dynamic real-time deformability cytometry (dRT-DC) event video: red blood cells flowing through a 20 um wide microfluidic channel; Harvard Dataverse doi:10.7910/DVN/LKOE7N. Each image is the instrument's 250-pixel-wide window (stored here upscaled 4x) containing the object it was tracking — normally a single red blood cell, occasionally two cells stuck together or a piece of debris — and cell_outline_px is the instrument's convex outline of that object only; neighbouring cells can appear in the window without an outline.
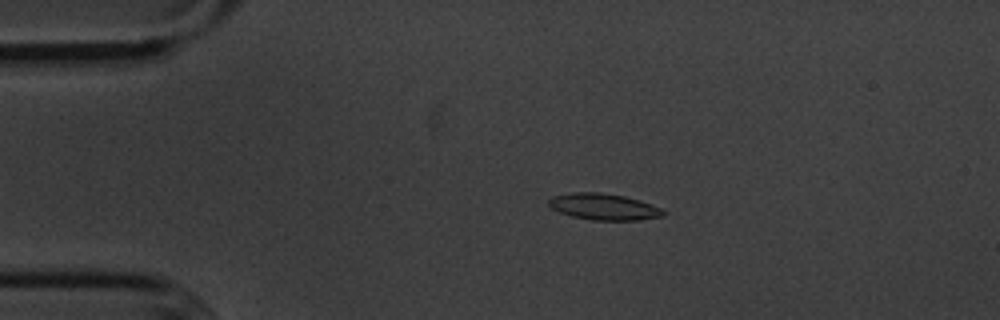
{"species": "common noctule bat (a hibernating species)", "species_latin": "Nyctalus noctula", "temperature_condition": "cold", "stored_images_in_passage": 47, "camera_frame_rate_fps": 3000, "um_per_image_px": 0.085, "animal": {"sex": "male", "body_mass_g": 20.1, "forearm_length_mm": 53.5}, "frame": {"image": 1, "passage_image": 3, "time_ms": 0.667, "image_size_px": [1000, 320], "cell_outline_px": [[668, 212], [664, 216], [640, 220], [592, 220], [572, 216], [560, 212], [552, 208], [548, 204], [548, 200], [552, 196], [572, 192], [600, 192], [624, 196], [640, 200], [652, 204]], "centroid_in_image_um": [51.35, 17.57], "position_along_channel_um": 33.6, "area_um2": 17.74}}
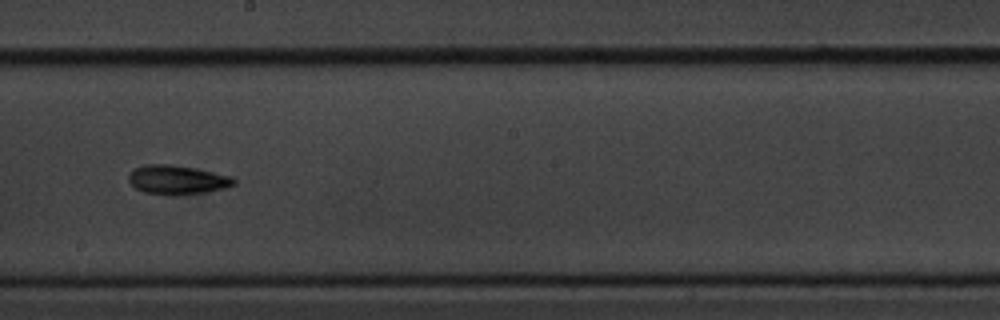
{"frame": {"image": 2, "passage_image": 23, "time_ms": 7.333, "image_size_px": [1000, 320], "cell_outline_px": [[236, 184], [228, 188], [208, 192], [172, 196], [144, 192], [136, 188], [128, 180], [128, 176], [136, 168], [144, 164], [168, 164], [192, 168], [232, 176], [236, 180]], "centroid_in_image_um": [15.1, 15.3], "position_along_channel_um": 233.1, "area_um2": 17.92}}
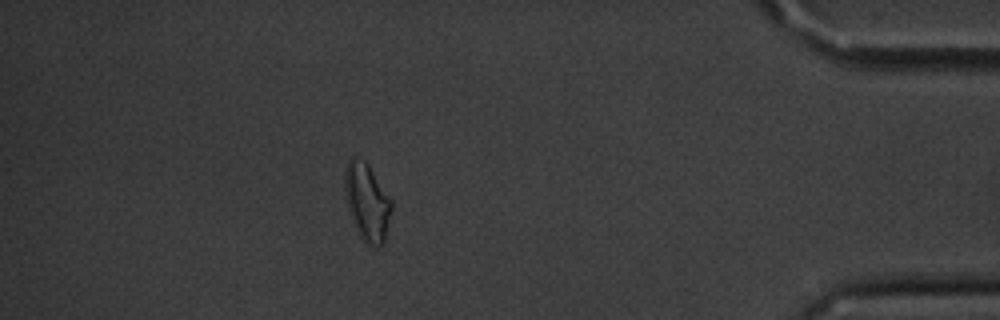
{"frame": {"image": 3, "passage_image": 41, "time_ms": 13.333, "image_size_px": [1000, 320], "cell_outline_px": [[392, 208], [384, 244], [372, 248], [360, 236], [356, 228], [348, 208], [344, 188], [344, 172], [348, 160], [352, 156], [364, 160], [368, 164], [392, 200]], "centroid_in_image_um": [31.2, 17.16], "position_along_channel_um": 404.0, "area_um2": 21.1}, "authors_computed_cell_mechanics": {"area_um2": 17.5134, "velocity_mm_per_s": 3.5813, "shape_relaxation_time_tau1_ms": 2.2297, "shape_relaxation_time_tau2_ms": 5.7562, "deformation_change_tau1": 0.097, "deformation_change_tau2": 0.1202}}